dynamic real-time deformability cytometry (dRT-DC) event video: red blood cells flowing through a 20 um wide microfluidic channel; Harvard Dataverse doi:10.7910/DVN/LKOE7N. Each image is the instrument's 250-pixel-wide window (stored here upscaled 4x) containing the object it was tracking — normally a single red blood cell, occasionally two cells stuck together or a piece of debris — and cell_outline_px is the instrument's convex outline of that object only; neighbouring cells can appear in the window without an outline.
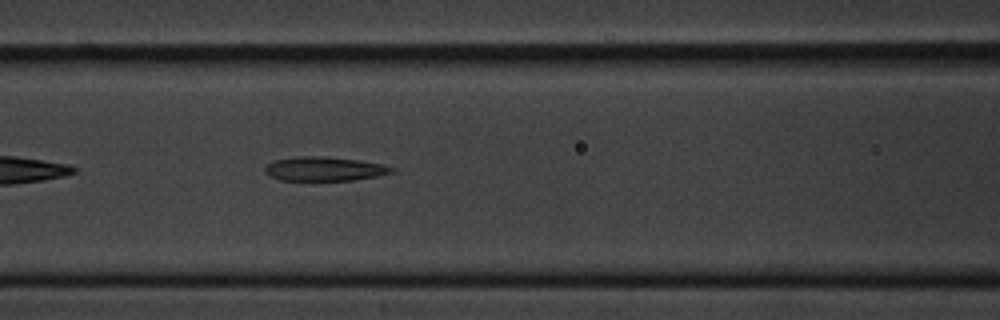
{"species": "common noctule bat (a hibernating species)", "species_latin": "Nyctalus noctula", "temperature_condition": "cold", "stored_images_in_passage": 7, "camera_frame_rate_fps": 3000, "um_per_image_px": 0.085, "animal": {"sex": "male", "body_mass_g": 20.1, "forearm_length_mm": 53.5}, "frame": {"image": 1, "passage_image": 7, "time_ms": 7.0, "image_size_px": [1000, 320], "cell_outline_px": [[396, 168], [392, 172], [376, 176], [352, 180], [280, 180], [264, 172], [264, 168], [272, 160], [300, 156], [324, 156], [360, 160], [384, 164]], "centroid_in_image_um": [27.57, 14.34], "position_along_channel_um": 139.0, "area_um2": 17.8}}